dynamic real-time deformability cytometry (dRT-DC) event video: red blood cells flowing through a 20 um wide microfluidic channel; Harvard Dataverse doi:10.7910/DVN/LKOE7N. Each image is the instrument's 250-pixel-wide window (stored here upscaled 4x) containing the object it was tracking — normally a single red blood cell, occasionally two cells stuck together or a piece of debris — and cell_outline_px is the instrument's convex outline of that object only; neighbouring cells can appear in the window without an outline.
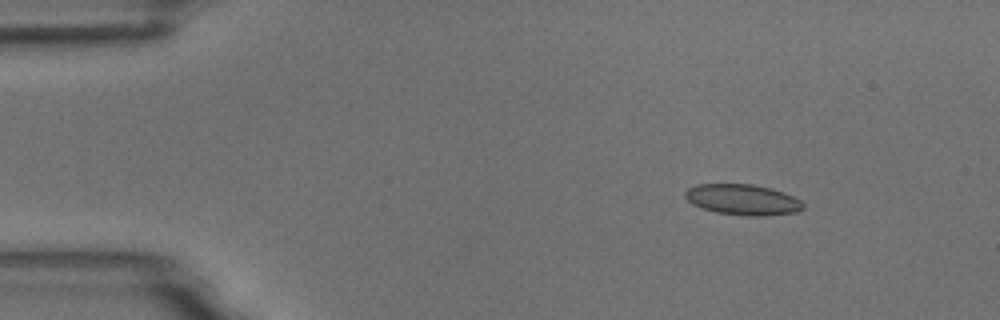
{"species": "common noctule bat (a hibernating species)", "species_latin": "Nyctalus noctula", "temperature_condition": "room temperature", "stored_images_in_passage": 7, "camera_frame_rate_fps": 3000, "um_per_image_px": 0.085, "animal": {"sex": "male", "body_mass_g": 18.8}, "frame": {"image": 1, "passage_image": 2, "time_ms": 2.0, "image_size_px": [1000, 320], "cell_outline_px": [[804, 208], [796, 212], [764, 216], [748, 216], [716, 212], [692, 204], [684, 196], [684, 192], [688, 188], [696, 184], [752, 184], [768, 188], [792, 196], [800, 200], [804, 204]], "centroid_in_image_um": [63.1, 16.97], "position_along_channel_um": 21.9, "area_um2": 20.92}}
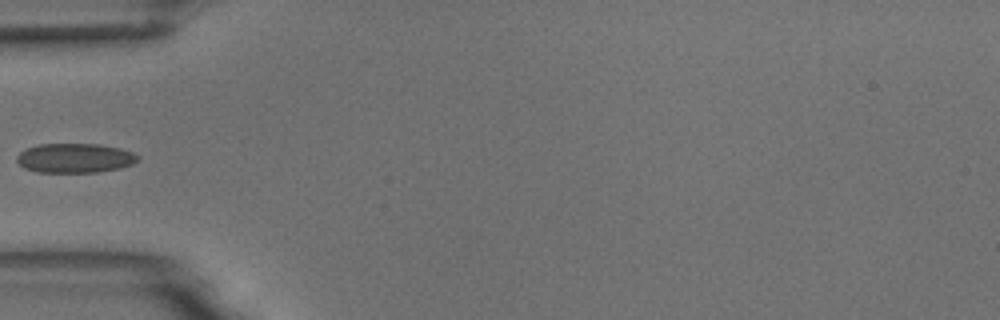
{"frame": {"image": 2, "passage_image": 5, "time_ms": 5.667, "image_size_px": [1000, 320], "cell_outline_px": [[136, 160], [132, 164], [116, 168], [96, 172], [36, 172], [24, 168], [16, 160], [16, 156], [20, 152], [28, 148], [40, 144], [100, 144], [120, 148], [132, 152], [136, 156]], "centroid_in_image_um": [6.31, 13.43], "position_along_channel_um": 78.7, "area_um2": 20.46}}